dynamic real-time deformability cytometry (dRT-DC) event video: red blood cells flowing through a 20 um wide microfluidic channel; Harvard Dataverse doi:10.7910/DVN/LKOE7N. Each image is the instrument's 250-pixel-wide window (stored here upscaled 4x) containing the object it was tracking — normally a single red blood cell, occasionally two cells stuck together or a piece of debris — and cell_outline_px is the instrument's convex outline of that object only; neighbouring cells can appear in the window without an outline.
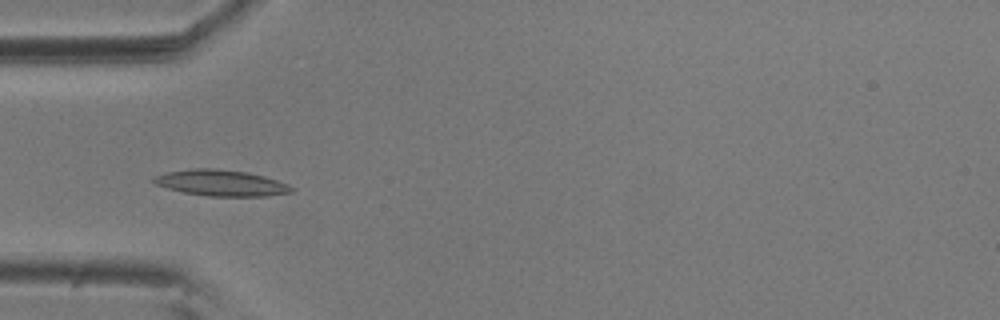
{"species": "common noctule bat (a hibernating species)", "species_latin": "Nyctalus noctula", "temperature_condition": "room temperature", "stored_images_in_passage": 38, "camera_frame_rate_fps": 3000, "um_per_image_px": 0.085, "animal": {"sex": "male", "body_mass_g": 20.5, "forearm_length_mm": 52.5}, "frame": {"image": 1, "passage_image": 3, "time_ms": 0.667, "image_size_px": [1000, 320], "cell_outline_px": [[296, 188], [292, 192], [268, 196], [208, 196], [184, 192], [168, 188], [156, 184], [152, 180], [152, 176], [168, 172], [192, 168], [216, 168], [248, 172], [264, 176], [288, 184]], "centroid_in_image_um": [18.82, 15.54], "position_along_channel_um": 66.2, "area_um2": 20.98}}
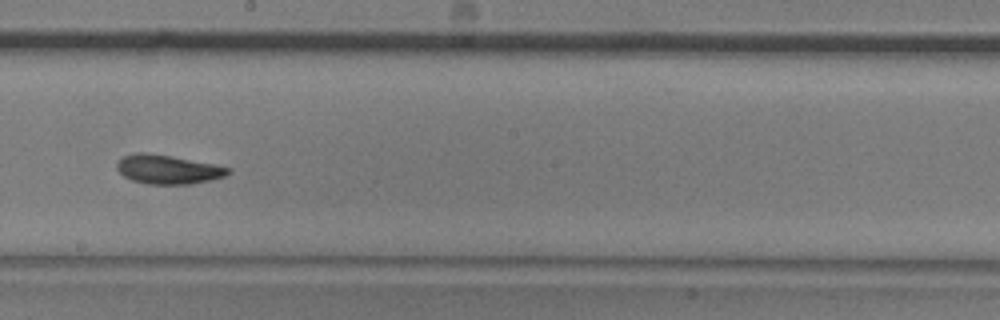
{"frame": {"image": 2, "passage_image": 17, "time_ms": 5.333, "image_size_px": [1000, 320], "cell_outline_px": [[232, 172], [224, 176], [212, 180], [192, 184], [148, 184], [132, 180], [124, 176], [116, 168], [116, 164], [124, 156], [136, 152], [148, 152], [172, 156], [216, 164], [232, 168]], "centroid_in_image_um": [14.31, 14.39], "position_along_channel_um": 233.9, "area_um2": 19.02}}
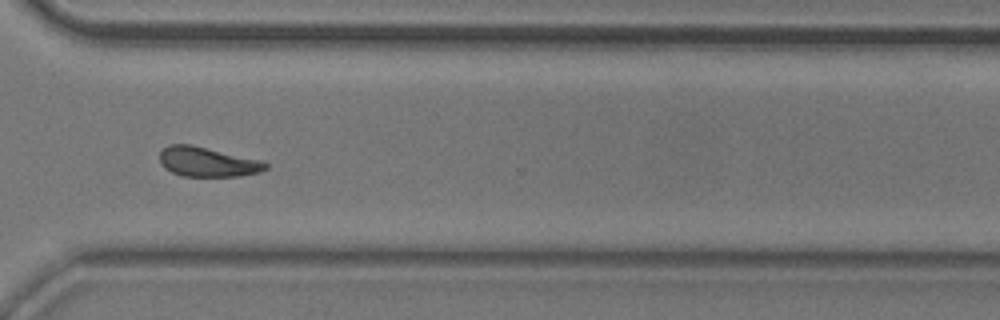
{"frame": {"image": 3, "passage_image": 27, "time_ms": 8.667, "image_size_px": [1000, 320], "cell_outline_px": [[268, 168], [260, 172], [240, 176], [184, 176], [172, 172], [164, 168], [160, 164], [160, 152], [168, 144], [192, 144], [264, 160], [268, 164]], "centroid_in_image_um": [17.67, 13.75], "position_along_channel_um": 352.9, "area_um2": 18.61}, "authors_computed_cell_mechanics": {"area_um2": 18.2359, "velocity_mm_per_s": 3.579, "shape_relaxation_time_tau1_ms": 4.9318, "shape_relaxation_time_tau2_ms": 5.3891, "deformation_change_tau1": 0.1375, "deformation_change_tau2": 0.1203}}